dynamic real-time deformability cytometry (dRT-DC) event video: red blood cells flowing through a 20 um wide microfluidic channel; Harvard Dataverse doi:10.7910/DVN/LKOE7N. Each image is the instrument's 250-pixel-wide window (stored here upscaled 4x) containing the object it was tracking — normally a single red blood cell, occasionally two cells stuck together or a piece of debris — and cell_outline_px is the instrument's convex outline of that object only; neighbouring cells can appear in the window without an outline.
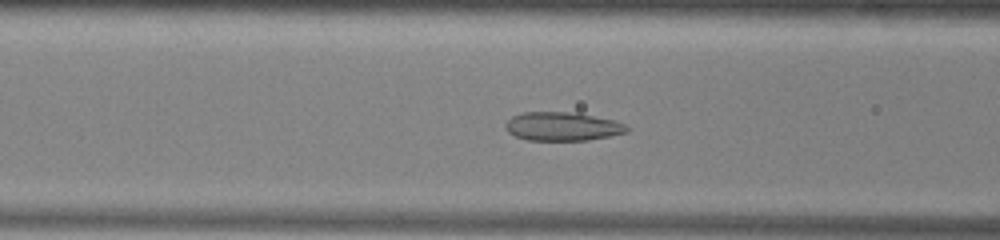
{"species": "common noctule bat (a hibernating species)", "species_latin": "Nyctalus noctula", "temperature_condition": "warm", "stored_images_in_passage": 49, "camera_frame_rate_fps": 3000, "um_per_image_px": 0.085, "animal": {"sex": "male", "body_mass_g": 13.0, "forearm_length_mm": 53.1}, "frame": {"image": 1, "passage_image": 17, "time_ms": 5.333, "image_size_px": [1000, 240], "cell_outline_px": [[628, 132], [588, 140], [528, 140], [516, 136], [508, 132], [504, 128], [504, 124], [512, 116], [520, 112], [576, 112], [612, 120], [624, 124], [628, 128]], "centroid_in_image_um": [47.76, 10.74], "position_along_channel_um": 118.8, "area_um2": 20.23}}
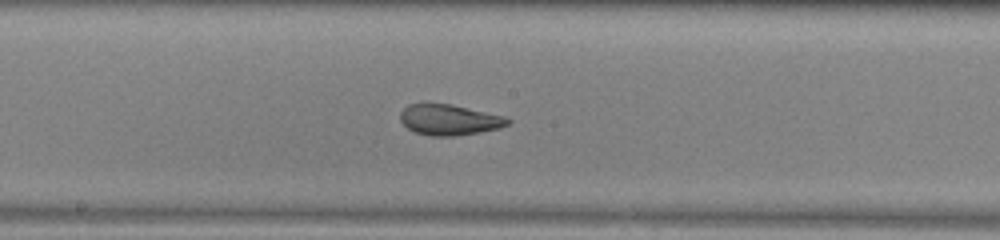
{"frame": {"image": 2, "passage_image": 24, "time_ms": 7.667, "image_size_px": [1000, 240], "cell_outline_px": [[512, 120], [508, 124], [500, 128], [480, 132], [452, 136], [432, 136], [416, 132], [408, 128], [400, 120], [400, 112], [408, 104], [448, 104], [504, 116]], "centroid_in_image_um": [38.19, 10.19], "position_along_channel_um": 210.0, "area_um2": 18.9}}
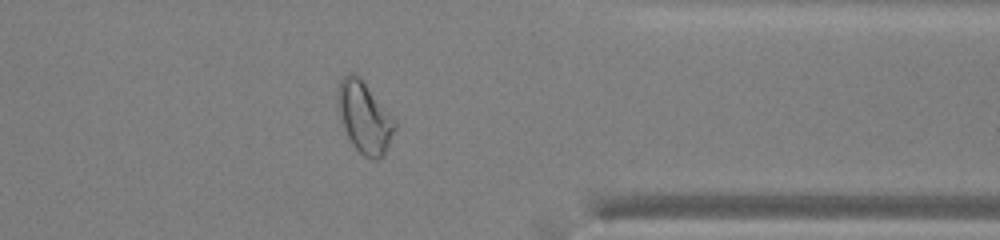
{"frame": {"image": 3, "passage_image": 38, "time_ms": 12.333, "image_size_px": [1000, 240], "cell_outline_px": [[396, 128], [384, 156], [376, 160], [372, 160], [364, 156], [352, 144], [344, 128], [336, 108], [336, 92], [340, 80], [348, 72], [352, 72], [360, 76], [396, 120]], "centroid_in_image_um": [30.96, 9.95], "position_along_channel_um": 380.4, "area_um2": 24.16}, "authors_computed_cell_mechanics": {"area_um2": 23.3512, "velocity_mm_per_s": 3.9109, "shape_relaxation_time_tau1_ms": null, "shape_relaxation_time_tau2_ms": 1.6958, "deformation_change_tau1": null, "deformation_change_tau2": 0.0703}}